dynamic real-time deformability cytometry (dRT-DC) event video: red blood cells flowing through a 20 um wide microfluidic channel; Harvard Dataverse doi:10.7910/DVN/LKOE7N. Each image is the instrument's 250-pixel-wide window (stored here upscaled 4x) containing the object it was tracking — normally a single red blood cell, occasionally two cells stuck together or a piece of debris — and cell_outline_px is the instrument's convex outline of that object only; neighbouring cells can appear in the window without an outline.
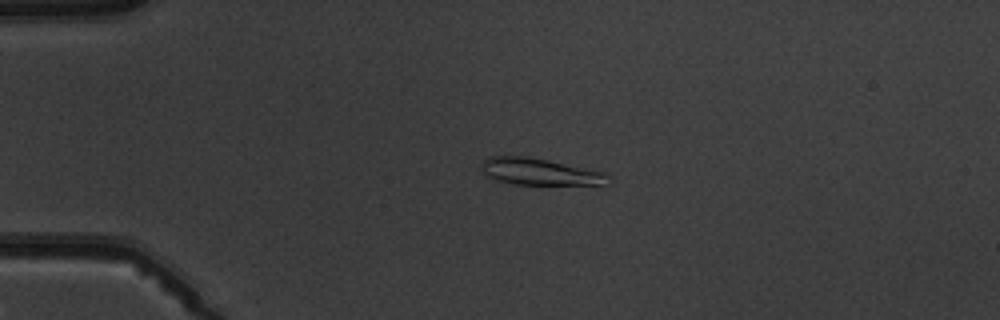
{"species": "common noctule bat (a hibernating species)", "species_latin": "Nyctalus noctula", "temperature_condition": "warm", "stored_images_in_passage": 5, "camera_frame_rate_fps": 3000, "um_per_image_px": 0.085, "animal": {"sex": "male", "body_mass_g": 19.5, "forearm_length_mm": 54.6}, "frame": {"image": 1, "passage_image": 4, "time_ms": 3.333, "image_size_px": [1000, 320], "cell_outline_px": [[612, 180], [604, 188], [600, 188], [512, 184], [496, 180], [488, 176], [480, 168], [480, 164], [488, 156], [528, 156], [548, 160], [604, 172]], "centroid_in_image_um": [46.05, 14.67], "position_along_channel_um": 39.0, "area_um2": 21.1}}